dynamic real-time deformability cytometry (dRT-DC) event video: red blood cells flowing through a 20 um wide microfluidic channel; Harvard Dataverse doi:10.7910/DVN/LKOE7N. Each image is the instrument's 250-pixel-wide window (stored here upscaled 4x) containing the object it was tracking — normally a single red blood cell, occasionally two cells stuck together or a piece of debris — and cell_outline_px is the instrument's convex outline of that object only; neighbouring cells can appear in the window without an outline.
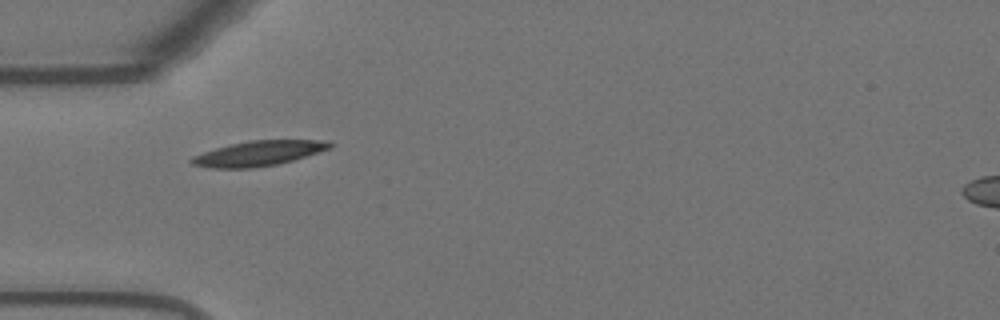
{"species": "Egyptian fruit bat (a non-hibernating species)", "species_latin": "Rousettus aegyptiacus", "temperature_condition": "warm", "stored_images_in_passage": 33, "camera_frame_rate_fps": 3000, "um_per_image_px": 0.085, "animal": {"sex": "female"}, "frame": {"image": 1, "passage_image": 1, "time_ms": 0.0, "image_size_px": [1000, 320], "cell_outline_px": [[332, 148], [292, 160], [276, 164], [252, 168], [208, 168], [192, 164], [188, 160], [192, 156], [216, 148], [248, 140], [316, 140], [332, 144]], "centroid_in_image_um": [21.91, 13.04], "position_along_channel_um": 63.1, "area_um2": 19.88}}
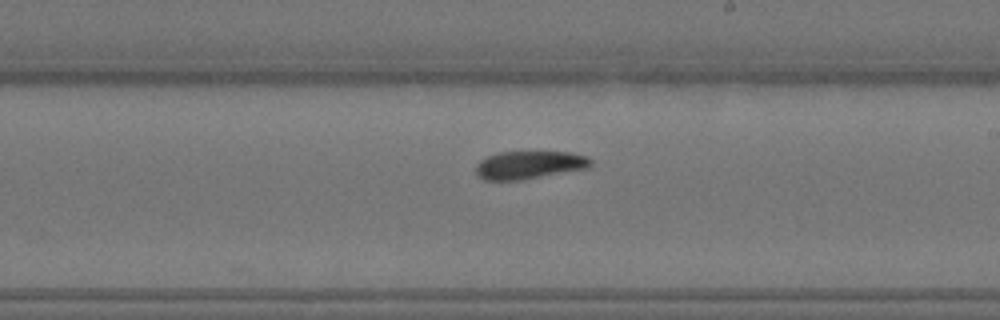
{"frame": {"image": 2, "passage_image": 16, "time_ms": 5.0, "image_size_px": [1000, 320], "cell_outline_px": [[592, 164], [588, 168], [520, 180], [484, 180], [476, 176], [476, 164], [480, 160], [496, 152], [568, 152], [588, 156], [592, 160]], "centroid_in_image_um": [44.97, 14.02], "position_along_channel_um": 244.0, "area_um2": 18.79}}
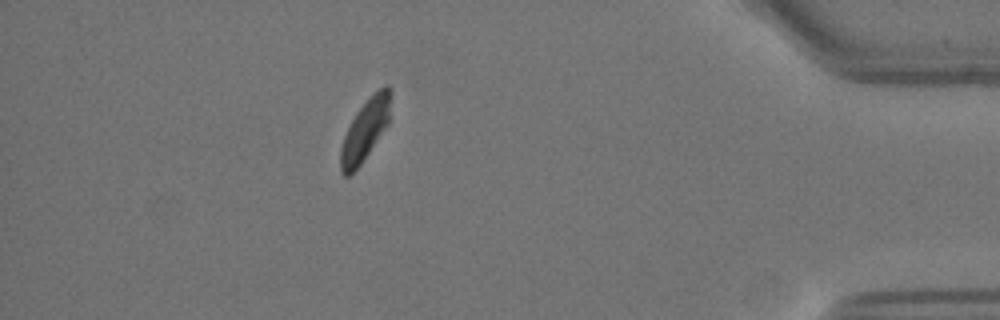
{"frame": {"image": 3, "passage_image": 33, "time_ms": 10.667, "image_size_px": [1000, 320], "cell_outline_px": [[392, 92], [388, 124], [360, 164], [348, 176], [344, 176], [340, 172], [340, 148], [344, 136], [356, 112], [384, 84], [388, 84], [392, 88]], "centroid_in_image_um": [31.05, 11.03], "position_along_channel_um": 404.2, "area_um2": 17.51}, "authors_computed_cell_mechanics": {"area_um2": 19.3052, "velocity_mm_per_s": 3.6474, "shape_relaxation_time_tau1_ms": 7.8546, "shape_relaxation_time_tau2_ms": 4.9538, "deformation_change_tau1": 0.2025, "deformation_change_tau2": 0.0894}}